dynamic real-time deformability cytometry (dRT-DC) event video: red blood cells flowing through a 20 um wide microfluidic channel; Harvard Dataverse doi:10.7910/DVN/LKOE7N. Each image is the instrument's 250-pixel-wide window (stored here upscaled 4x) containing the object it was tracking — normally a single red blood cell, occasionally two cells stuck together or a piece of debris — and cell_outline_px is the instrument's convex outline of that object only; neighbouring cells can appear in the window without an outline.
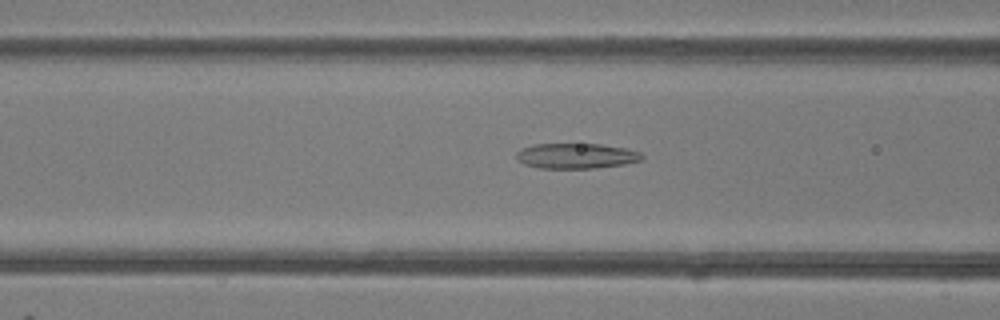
{"species": "common noctule bat (a hibernating species)", "species_latin": "Nyctalus noctula", "temperature_condition": "room temperature", "stored_images_in_passage": 49, "camera_frame_rate_fps": 3000, "um_per_image_px": 0.085, "animal": {"sex": "female"}, "frame": {"image": 1, "passage_image": 20, "time_ms": 6.333, "image_size_px": [1000, 320], "cell_outline_px": [[644, 156], [640, 160], [624, 164], [596, 168], [540, 168], [524, 164], [516, 156], [516, 152], [520, 148], [536, 144], [600, 144], [628, 148], [640, 152]], "centroid_in_image_um": [48.99, 13.24], "position_along_channel_um": 117.6, "area_um2": 18.5}}
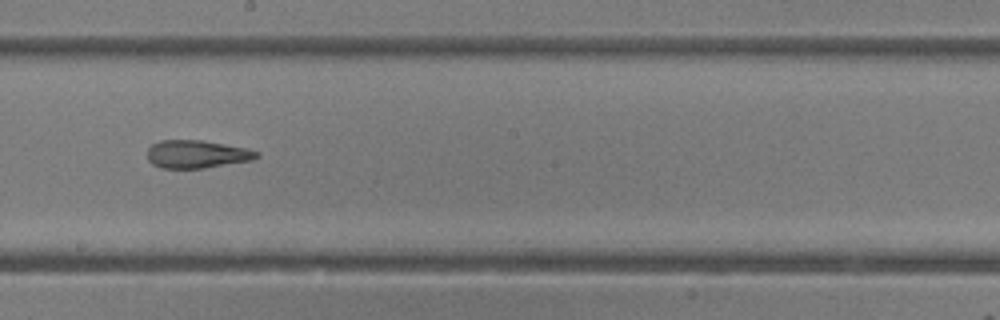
{"frame": {"image": 2, "passage_image": 28, "time_ms": 9.0, "image_size_px": [1000, 320], "cell_outline_px": [[260, 156], [252, 160], [204, 168], [160, 168], [152, 164], [148, 160], [148, 148], [152, 144], [160, 140], [200, 140], [224, 144], [244, 148], [260, 152]], "centroid_in_image_um": [16.71, 13.11], "position_along_channel_um": 231.5, "area_um2": 17.74}}
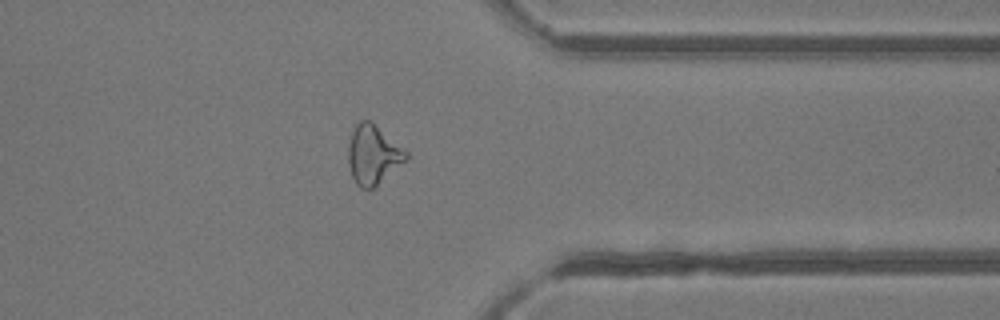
{"frame": {"image": 3, "passage_image": 39, "time_ms": 12.667, "image_size_px": [1000, 320], "cell_outline_px": [[408, 160], [372, 188], [360, 188], [356, 184], [352, 176], [348, 164], [348, 144], [352, 132], [356, 124], [360, 120], [368, 120], [404, 148], [408, 152]], "centroid_in_image_um": [31.71, 13.16], "position_along_channel_um": 379.7, "area_um2": 19.71}, "authors_computed_cell_mechanics": {"area_um2": 20.4612, "velocity_mm_per_s": 4.2568, "shape_relaxation_time_tau1_ms": 8.0641, "shape_relaxation_time_tau2_ms": 2.4169, "deformation_change_tau1": 0.2316, "deformation_change_tau2": 0.1294}}